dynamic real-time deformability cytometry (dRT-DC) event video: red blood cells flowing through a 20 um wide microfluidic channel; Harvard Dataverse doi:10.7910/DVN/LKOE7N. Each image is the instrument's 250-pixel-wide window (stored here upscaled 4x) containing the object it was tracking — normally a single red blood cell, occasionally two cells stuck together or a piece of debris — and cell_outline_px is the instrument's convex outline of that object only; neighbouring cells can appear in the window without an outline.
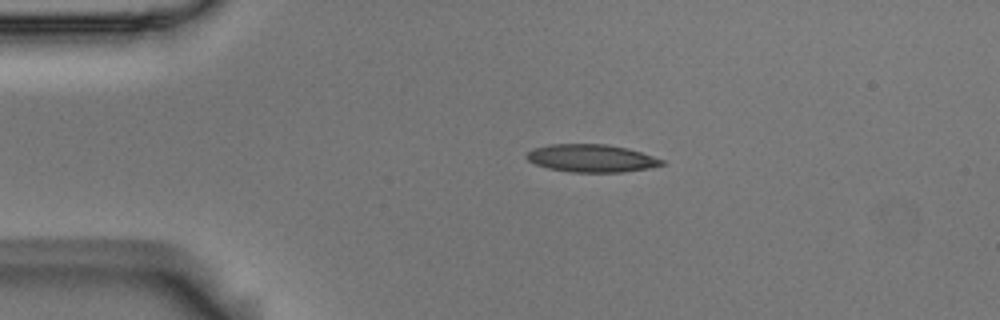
{"species": "Egyptian fruit bat (a non-hibernating species)", "species_latin": "Rousettus aegyptiacus", "temperature_condition": "room temperature", "stored_images_in_passage": 5, "segment_of_instrument_passage": [2, 2], "camera_frame_rate_fps": 3000, "um_per_image_px": 0.085, "animal": {"sex": "male"}, "frame": {"image": 1, "passage_image": 5, "time_ms": 1.333, "image_size_px": [1000, 320], "cell_outline_px": [[664, 164], [648, 168], [624, 172], [572, 172], [548, 168], [536, 164], [528, 160], [524, 156], [532, 148], [548, 144], [608, 144], [628, 148], [664, 160]], "centroid_in_image_um": [50.24, 13.44], "position_along_channel_um": 34.8, "area_um2": 21.85}}